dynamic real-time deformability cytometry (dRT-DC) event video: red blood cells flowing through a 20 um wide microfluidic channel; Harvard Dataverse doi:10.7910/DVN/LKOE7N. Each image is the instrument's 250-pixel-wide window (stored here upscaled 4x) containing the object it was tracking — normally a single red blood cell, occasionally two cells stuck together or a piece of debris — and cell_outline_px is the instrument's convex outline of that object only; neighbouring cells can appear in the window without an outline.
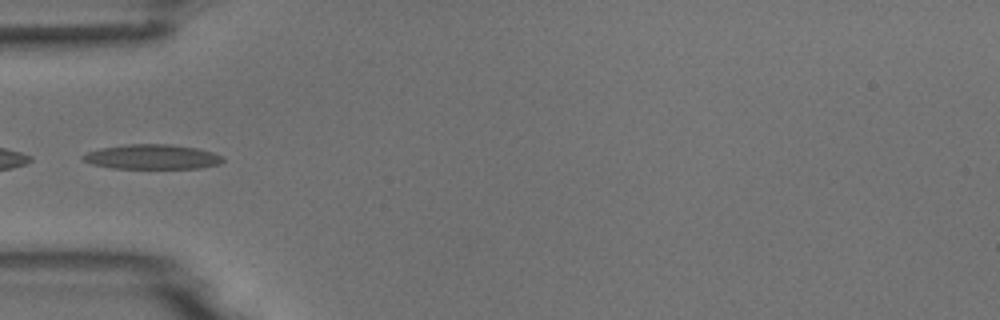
{"species": "common noctule bat (a hibernating species)", "species_latin": "Nyctalus noctula", "temperature_condition": "room temperature", "stored_images_in_passage": 5, "camera_frame_rate_fps": 3000, "um_per_image_px": 0.085, "animal": {"sex": "male", "body_mass_g": 18.8}, "frame": {"image": 1, "passage_image": 5, "time_ms": 4.667, "image_size_px": [1000, 320], "cell_outline_px": [[224, 160], [220, 164], [200, 168], [112, 168], [92, 164], [84, 160], [80, 156], [88, 152], [100, 148], [128, 144], [168, 144], [196, 148], [212, 152], [224, 156]], "centroid_in_image_um": [12.95, 13.33], "position_along_channel_um": 72.1, "area_um2": 20.11}}